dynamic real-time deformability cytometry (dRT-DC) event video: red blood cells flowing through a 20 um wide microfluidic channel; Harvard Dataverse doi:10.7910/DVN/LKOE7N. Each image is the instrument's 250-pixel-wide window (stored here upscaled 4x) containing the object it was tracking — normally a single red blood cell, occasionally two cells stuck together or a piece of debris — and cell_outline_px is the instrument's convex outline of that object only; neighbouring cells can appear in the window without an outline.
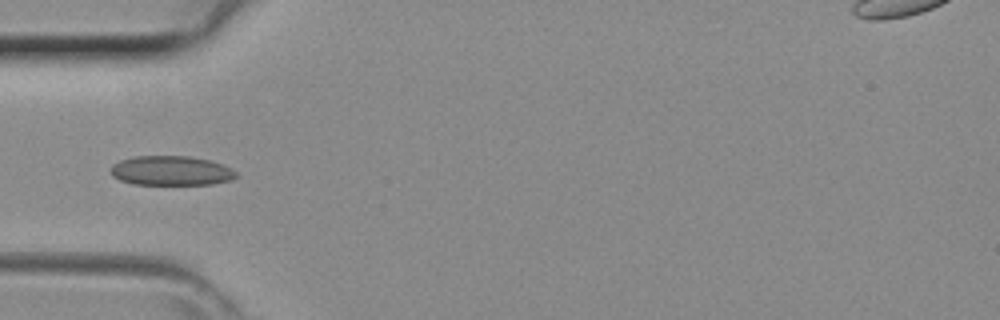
{"species": "common noctule bat (a hibernating species)", "species_latin": "Nyctalus noctula", "temperature_condition": "room temperature", "stored_images_in_passage": 42, "camera_frame_rate_fps": 3000, "um_per_image_px": 0.085, "animal": {"sex": "female", "body_mass_g": 29.2, "forearm_length_mm": 56.3}, "frame": {"image": 1, "passage_image": 13, "time_ms": 4.0, "image_size_px": [1000, 320], "cell_outline_px": [[236, 176], [232, 180], [212, 184], [132, 184], [120, 180], [112, 176], [112, 164], [120, 160], [136, 156], [188, 156], [208, 160], [224, 164], [232, 168], [236, 172]], "centroid_in_image_um": [14.56, 14.51], "position_along_channel_um": 70.4, "area_um2": 21.56}}
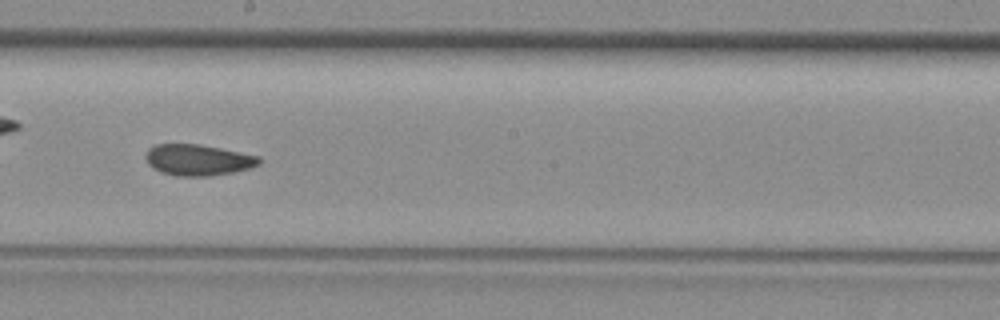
{"frame": {"image": 2, "passage_image": 23, "time_ms": 7.333, "image_size_px": [1000, 320], "cell_outline_px": [[260, 164], [248, 168], [232, 172], [208, 176], [176, 176], [152, 168], [148, 164], [144, 156], [148, 148], [156, 144], [196, 144], [260, 156]], "centroid_in_image_um": [16.78, 13.59], "position_along_channel_um": 231.4, "area_um2": 20.35}}
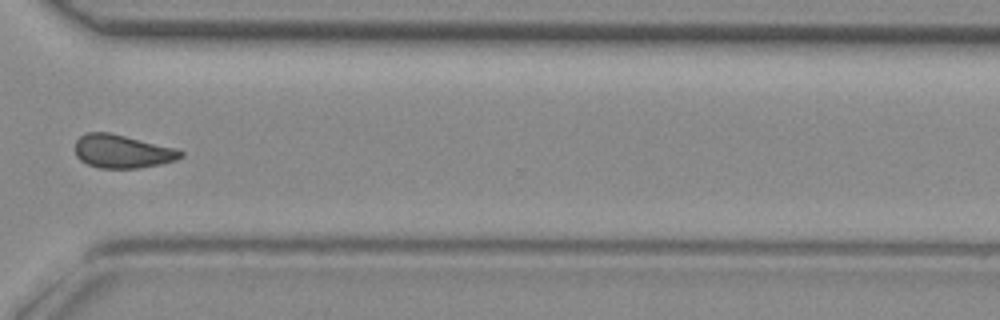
{"frame": {"image": 3, "passage_image": 31, "time_ms": 10.0, "image_size_px": [1000, 320], "cell_outline_px": [[184, 156], [176, 160], [160, 164], [140, 168], [100, 168], [88, 164], [80, 160], [76, 156], [76, 140], [80, 136], [88, 132], [108, 132], [176, 148], [184, 152]], "centroid_in_image_um": [10.41, 12.87], "position_along_channel_um": 360.2, "area_um2": 20.46}}